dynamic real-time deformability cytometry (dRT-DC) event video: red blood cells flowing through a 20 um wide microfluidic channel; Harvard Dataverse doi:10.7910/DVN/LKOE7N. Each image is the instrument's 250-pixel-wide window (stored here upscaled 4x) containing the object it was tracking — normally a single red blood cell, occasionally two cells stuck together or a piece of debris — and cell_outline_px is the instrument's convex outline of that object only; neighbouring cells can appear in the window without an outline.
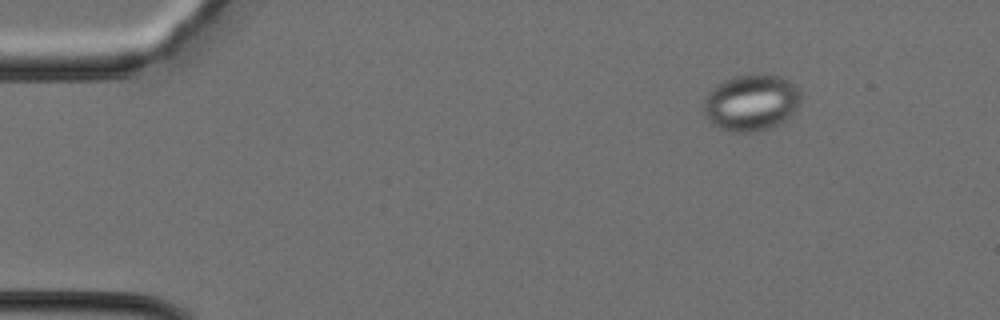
{"species": "Egyptian fruit bat (a non-hibernating species)", "species_latin": "Rousettus aegyptiacus", "temperature_condition": "cold", "stored_images_in_passage": 38, "camera_frame_rate_fps": 3000, "um_per_image_px": 0.085, "animal": {"sex": "female"}, "frame": {"image": 1, "passage_image": 5, "time_ms": 1.333, "image_size_px": [1000, 320], "cell_outline_px": [[800, 104], [796, 112], [784, 120], [768, 128], [756, 132], [732, 132], [720, 128], [712, 124], [704, 116], [704, 100], [708, 92], [716, 84], [724, 80], [736, 76], [780, 76], [788, 80], [800, 92]], "centroid_in_image_um": [63.83, 8.75], "position_along_channel_um": 21.2, "area_um2": 31.67}}
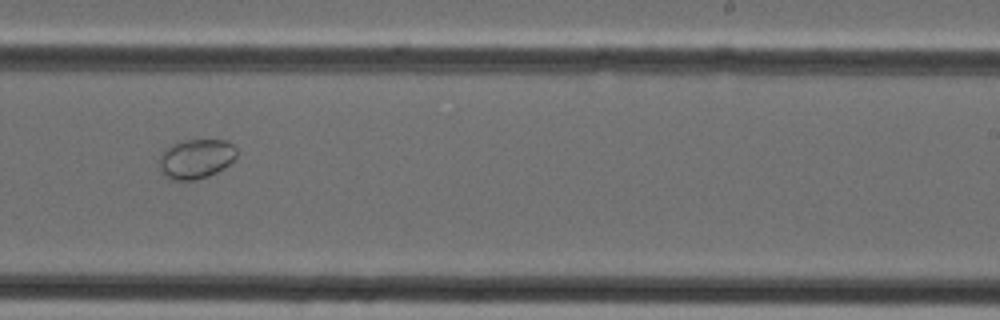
{"frame": {"image": 2, "passage_image": 24, "time_ms": 7.667, "image_size_px": [1000, 320], "cell_outline_px": [[236, 156], [224, 168], [208, 176], [196, 180], [168, 180], [160, 172], [160, 156], [172, 144], [180, 140], [228, 140], [236, 148]], "centroid_in_image_um": [16.65, 13.51], "position_along_channel_um": 272.4, "area_um2": 17.86}}
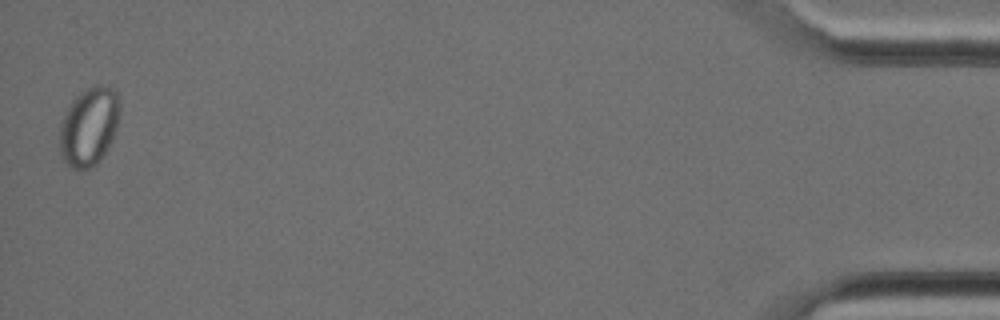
{"frame": {"image": 3, "passage_image": 38, "time_ms": 12.333, "image_size_px": [1000, 320], "cell_outline_px": [[120, 112], [116, 128], [112, 140], [108, 148], [100, 160], [96, 164], [84, 172], [72, 168], [64, 160], [60, 152], [60, 124], [72, 100], [80, 92], [96, 84], [100, 84], [112, 88], [120, 96]], "centroid_in_image_um": [7.59, 10.76], "position_along_channel_um": 427.6, "area_um2": 27.74}}